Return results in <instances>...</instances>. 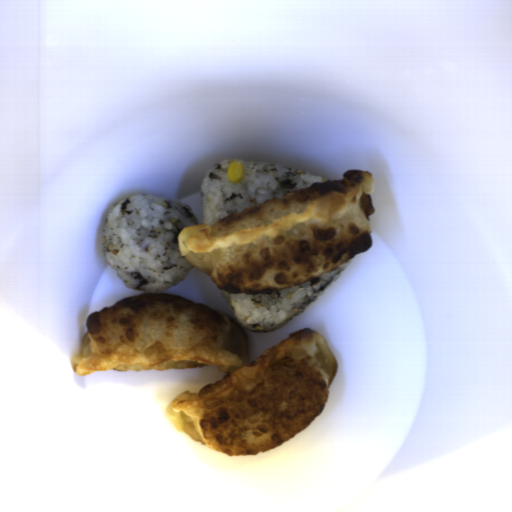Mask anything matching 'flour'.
<instances>
[{"label":"flour","mask_w":512,"mask_h":512,"mask_svg":"<svg viewBox=\"0 0 512 512\" xmlns=\"http://www.w3.org/2000/svg\"><path fill=\"white\" fill-rule=\"evenodd\" d=\"M71 357L96 371L217 367L225 376L171 400L174 428L226 456L265 453L300 435L323 411L338 368L325 337L298 330L249 361L244 329L204 303L145 293L91 312Z\"/></svg>","instance_id":"1"},{"label":"flour","mask_w":512,"mask_h":512,"mask_svg":"<svg viewBox=\"0 0 512 512\" xmlns=\"http://www.w3.org/2000/svg\"><path fill=\"white\" fill-rule=\"evenodd\" d=\"M376 182L348 170L227 214L183 227L180 254L217 289L268 294L337 270L373 245Z\"/></svg>","instance_id":"2"}]
</instances>
